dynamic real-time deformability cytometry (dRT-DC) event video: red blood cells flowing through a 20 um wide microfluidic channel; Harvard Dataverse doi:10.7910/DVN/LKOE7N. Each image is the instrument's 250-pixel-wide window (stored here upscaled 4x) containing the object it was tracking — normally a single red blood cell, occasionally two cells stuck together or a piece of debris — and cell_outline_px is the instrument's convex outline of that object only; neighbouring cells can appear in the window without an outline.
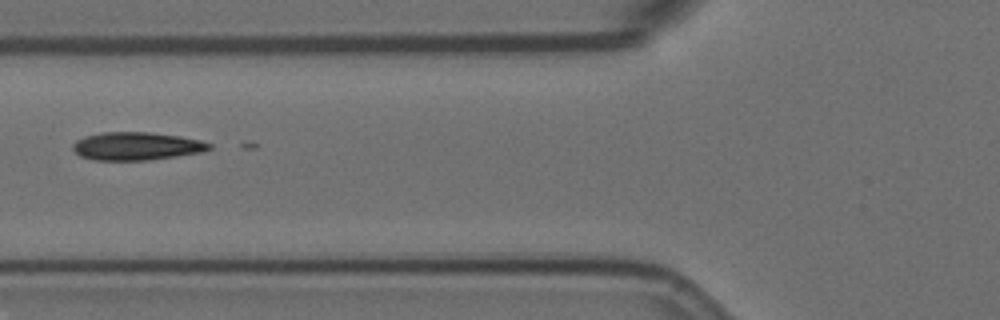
{"species": "Egyptian fruit bat (a non-hibernating species)", "species_latin": "Rousettus aegyptiacus", "temperature_condition": "room temperature", "stored_images_in_passage": 39, "camera_frame_rate_fps": 3000, "um_per_image_px": 0.085, "animal": {"sex": "female"}, "frame": {"image": 1, "passage_image": 6, "time_ms": 1.667, "image_size_px": [1000, 320], "cell_outline_px": [[212, 148], [200, 152], [176, 156], [148, 160], [96, 160], [80, 156], [72, 148], [72, 144], [76, 140], [84, 136], [100, 132], [148, 132], [180, 136], [200, 140], [212, 144]], "centroid_in_image_um": [11.58, 12.41], "position_along_channel_um": 114.2, "area_um2": 22.25}}
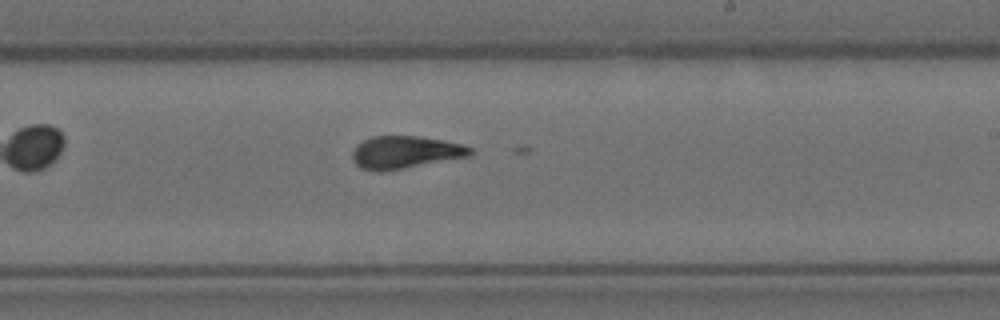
{"frame": {"image": 2, "passage_image": 18, "time_ms": 5.667, "image_size_px": [1000, 320], "cell_outline_px": [[476, 152], [472, 156], [384, 172], [376, 172], [360, 168], [352, 160], [352, 152], [356, 144], [372, 136], [416, 136], [444, 140], [464, 144], [472, 148]], "centroid_in_image_um": [34.47, 12.95], "position_along_channel_um": 254.5, "area_um2": 22.89}}
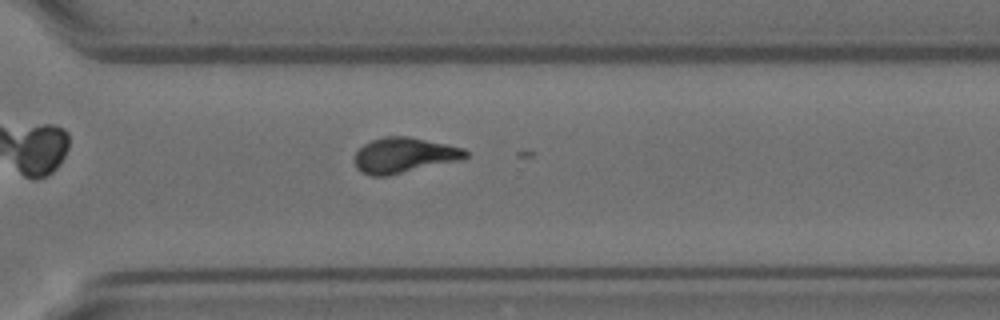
{"frame": {"image": 3, "passage_image": 25, "time_ms": 8.0, "image_size_px": [1000, 320], "cell_outline_px": [[468, 156], [464, 160], [388, 176], [372, 176], [360, 172], [356, 168], [356, 152], [364, 144], [372, 140], [388, 136], [408, 136], [464, 148], [468, 152]], "centroid_in_image_um": [34.39, 13.21], "position_along_channel_um": 336.2, "area_um2": 23.0}}